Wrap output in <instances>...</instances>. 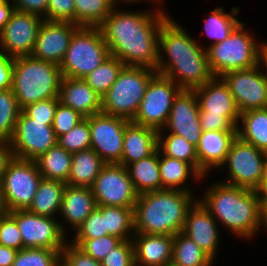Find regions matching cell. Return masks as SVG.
Masks as SVG:
<instances>
[{"label": "cell", "instance_id": "obj_20", "mask_svg": "<svg viewBox=\"0 0 267 266\" xmlns=\"http://www.w3.org/2000/svg\"><path fill=\"white\" fill-rule=\"evenodd\" d=\"M218 226L217 220L197 200L187 213L182 232L216 262L223 235Z\"/></svg>", "mask_w": 267, "mask_h": 266}, {"label": "cell", "instance_id": "obj_25", "mask_svg": "<svg viewBox=\"0 0 267 266\" xmlns=\"http://www.w3.org/2000/svg\"><path fill=\"white\" fill-rule=\"evenodd\" d=\"M59 101L85 118L102 111V97L80 78H62Z\"/></svg>", "mask_w": 267, "mask_h": 266}, {"label": "cell", "instance_id": "obj_28", "mask_svg": "<svg viewBox=\"0 0 267 266\" xmlns=\"http://www.w3.org/2000/svg\"><path fill=\"white\" fill-rule=\"evenodd\" d=\"M105 164L91 148L72 153L71 170L66 184L72 187L91 188Z\"/></svg>", "mask_w": 267, "mask_h": 266}, {"label": "cell", "instance_id": "obj_42", "mask_svg": "<svg viewBox=\"0 0 267 266\" xmlns=\"http://www.w3.org/2000/svg\"><path fill=\"white\" fill-rule=\"evenodd\" d=\"M121 241L120 238L113 235L88 240H69V242L81 249L85 254L97 261H101Z\"/></svg>", "mask_w": 267, "mask_h": 266}, {"label": "cell", "instance_id": "obj_2", "mask_svg": "<svg viewBox=\"0 0 267 266\" xmlns=\"http://www.w3.org/2000/svg\"><path fill=\"white\" fill-rule=\"evenodd\" d=\"M195 38L171 16L160 27L156 71L181 89L194 90L214 78L206 49Z\"/></svg>", "mask_w": 267, "mask_h": 266}, {"label": "cell", "instance_id": "obj_53", "mask_svg": "<svg viewBox=\"0 0 267 266\" xmlns=\"http://www.w3.org/2000/svg\"><path fill=\"white\" fill-rule=\"evenodd\" d=\"M14 11L15 8L12 0L0 1V31L5 27Z\"/></svg>", "mask_w": 267, "mask_h": 266}, {"label": "cell", "instance_id": "obj_33", "mask_svg": "<svg viewBox=\"0 0 267 266\" xmlns=\"http://www.w3.org/2000/svg\"><path fill=\"white\" fill-rule=\"evenodd\" d=\"M72 153L58 143L35 160L42 178L67 183L71 170Z\"/></svg>", "mask_w": 267, "mask_h": 266}, {"label": "cell", "instance_id": "obj_9", "mask_svg": "<svg viewBox=\"0 0 267 266\" xmlns=\"http://www.w3.org/2000/svg\"><path fill=\"white\" fill-rule=\"evenodd\" d=\"M194 91L200 107L202 131H237L240 113L228 85L221 77H214Z\"/></svg>", "mask_w": 267, "mask_h": 266}, {"label": "cell", "instance_id": "obj_45", "mask_svg": "<svg viewBox=\"0 0 267 266\" xmlns=\"http://www.w3.org/2000/svg\"><path fill=\"white\" fill-rule=\"evenodd\" d=\"M102 266H135L132 240H122L100 261Z\"/></svg>", "mask_w": 267, "mask_h": 266}, {"label": "cell", "instance_id": "obj_41", "mask_svg": "<svg viewBox=\"0 0 267 266\" xmlns=\"http://www.w3.org/2000/svg\"><path fill=\"white\" fill-rule=\"evenodd\" d=\"M57 143L70 153L91 148L89 120L85 118L68 133L57 138Z\"/></svg>", "mask_w": 267, "mask_h": 266}, {"label": "cell", "instance_id": "obj_23", "mask_svg": "<svg viewBox=\"0 0 267 266\" xmlns=\"http://www.w3.org/2000/svg\"><path fill=\"white\" fill-rule=\"evenodd\" d=\"M237 137V131H202L196 154L199 174L204 177L216 172L225 162L230 146ZM213 170V171H212Z\"/></svg>", "mask_w": 267, "mask_h": 266}, {"label": "cell", "instance_id": "obj_50", "mask_svg": "<svg viewBox=\"0 0 267 266\" xmlns=\"http://www.w3.org/2000/svg\"><path fill=\"white\" fill-rule=\"evenodd\" d=\"M16 11L31 13L46 20L49 0H12Z\"/></svg>", "mask_w": 267, "mask_h": 266}, {"label": "cell", "instance_id": "obj_6", "mask_svg": "<svg viewBox=\"0 0 267 266\" xmlns=\"http://www.w3.org/2000/svg\"><path fill=\"white\" fill-rule=\"evenodd\" d=\"M156 74L157 71L151 68L124 65L117 80L102 96L101 112L132 121Z\"/></svg>", "mask_w": 267, "mask_h": 266}, {"label": "cell", "instance_id": "obj_18", "mask_svg": "<svg viewBox=\"0 0 267 266\" xmlns=\"http://www.w3.org/2000/svg\"><path fill=\"white\" fill-rule=\"evenodd\" d=\"M43 20L38 15L15 10L0 31V49L12 58L31 55Z\"/></svg>", "mask_w": 267, "mask_h": 266}, {"label": "cell", "instance_id": "obj_40", "mask_svg": "<svg viewBox=\"0 0 267 266\" xmlns=\"http://www.w3.org/2000/svg\"><path fill=\"white\" fill-rule=\"evenodd\" d=\"M62 250L23 248L18 251L12 266H55Z\"/></svg>", "mask_w": 267, "mask_h": 266}, {"label": "cell", "instance_id": "obj_24", "mask_svg": "<svg viewBox=\"0 0 267 266\" xmlns=\"http://www.w3.org/2000/svg\"><path fill=\"white\" fill-rule=\"evenodd\" d=\"M172 235H148L135 233V266H170L173 251Z\"/></svg>", "mask_w": 267, "mask_h": 266}, {"label": "cell", "instance_id": "obj_30", "mask_svg": "<svg viewBox=\"0 0 267 266\" xmlns=\"http://www.w3.org/2000/svg\"><path fill=\"white\" fill-rule=\"evenodd\" d=\"M66 183L42 178L28 211L41 216L58 218Z\"/></svg>", "mask_w": 267, "mask_h": 266}, {"label": "cell", "instance_id": "obj_29", "mask_svg": "<svg viewBox=\"0 0 267 266\" xmlns=\"http://www.w3.org/2000/svg\"><path fill=\"white\" fill-rule=\"evenodd\" d=\"M127 169L138 195L162 190L158 149L148 157L129 164Z\"/></svg>", "mask_w": 267, "mask_h": 266}, {"label": "cell", "instance_id": "obj_39", "mask_svg": "<svg viewBox=\"0 0 267 266\" xmlns=\"http://www.w3.org/2000/svg\"><path fill=\"white\" fill-rule=\"evenodd\" d=\"M20 111L12 88L0 90V139L11 140Z\"/></svg>", "mask_w": 267, "mask_h": 266}, {"label": "cell", "instance_id": "obj_5", "mask_svg": "<svg viewBox=\"0 0 267 266\" xmlns=\"http://www.w3.org/2000/svg\"><path fill=\"white\" fill-rule=\"evenodd\" d=\"M59 65L29 56L13 60L12 91L22 110L29 104L59 98L62 81Z\"/></svg>", "mask_w": 267, "mask_h": 266}, {"label": "cell", "instance_id": "obj_17", "mask_svg": "<svg viewBox=\"0 0 267 266\" xmlns=\"http://www.w3.org/2000/svg\"><path fill=\"white\" fill-rule=\"evenodd\" d=\"M221 78L228 85L239 113L267 108V76L258 65L227 72Z\"/></svg>", "mask_w": 267, "mask_h": 266}, {"label": "cell", "instance_id": "obj_7", "mask_svg": "<svg viewBox=\"0 0 267 266\" xmlns=\"http://www.w3.org/2000/svg\"><path fill=\"white\" fill-rule=\"evenodd\" d=\"M256 37L242 22L226 39L209 45L206 53L214 77L257 66L260 39Z\"/></svg>", "mask_w": 267, "mask_h": 266}, {"label": "cell", "instance_id": "obj_38", "mask_svg": "<svg viewBox=\"0 0 267 266\" xmlns=\"http://www.w3.org/2000/svg\"><path fill=\"white\" fill-rule=\"evenodd\" d=\"M124 63L110 55L99 67L86 75L83 80L101 97L117 80Z\"/></svg>", "mask_w": 267, "mask_h": 266}, {"label": "cell", "instance_id": "obj_46", "mask_svg": "<svg viewBox=\"0 0 267 266\" xmlns=\"http://www.w3.org/2000/svg\"><path fill=\"white\" fill-rule=\"evenodd\" d=\"M0 245L18 251L23 249V239L17 222L9 213L0 217Z\"/></svg>", "mask_w": 267, "mask_h": 266}, {"label": "cell", "instance_id": "obj_35", "mask_svg": "<svg viewBox=\"0 0 267 266\" xmlns=\"http://www.w3.org/2000/svg\"><path fill=\"white\" fill-rule=\"evenodd\" d=\"M213 264L216 262L183 232L174 236L170 266H212Z\"/></svg>", "mask_w": 267, "mask_h": 266}, {"label": "cell", "instance_id": "obj_54", "mask_svg": "<svg viewBox=\"0 0 267 266\" xmlns=\"http://www.w3.org/2000/svg\"><path fill=\"white\" fill-rule=\"evenodd\" d=\"M18 250L0 245V266H12Z\"/></svg>", "mask_w": 267, "mask_h": 266}, {"label": "cell", "instance_id": "obj_59", "mask_svg": "<svg viewBox=\"0 0 267 266\" xmlns=\"http://www.w3.org/2000/svg\"><path fill=\"white\" fill-rule=\"evenodd\" d=\"M8 213L5 202H4V197L1 189V184H0V217H3Z\"/></svg>", "mask_w": 267, "mask_h": 266}, {"label": "cell", "instance_id": "obj_31", "mask_svg": "<svg viewBox=\"0 0 267 266\" xmlns=\"http://www.w3.org/2000/svg\"><path fill=\"white\" fill-rule=\"evenodd\" d=\"M237 136L267 153V108L240 113Z\"/></svg>", "mask_w": 267, "mask_h": 266}, {"label": "cell", "instance_id": "obj_10", "mask_svg": "<svg viewBox=\"0 0 267 266\" xmlns=\"http://www.w3.org/2000/svg\"><path fill=\"white\" fill-rule=\"evenodd\" d=\"M219 170L227 171L221 182L258 191L267 172V153L237 136Z\"/></svg>", "mask_w": 267, "mask_h": 266}, {"label": "cell", "instance_id": "obj_52", "mask_svg": "<svg viewBox=\"0 0 267 266\" xmlns=\"http://www.w3.org/2000/svg\"><path fill=\"white\" fill-rule=\"evenodd\" d=\"M13 157L10 141L0 139V181L6 171L9 161Z\"/></svg>", "mask_w": 267, "mask_h": 266}, {"label": "cell", "instance_id": "obj_37", "mask_svg": "<svg viewBox=\"0 0 267 266\" xmlns=\"http://www.w3.org/2000/svg\"><path fill=\"white\" fill-rule=\"evenodd\" d=\"M162 155L189 163L199 173L196 147L174 133H158V148Z\"/></svg>", "mask_w": 267, "mask_h": 266}, {"label": "cell", "instance_id": "obj_26", "mask_svg": "<svg viewBox=\"0 0 267 266\" xmlns=\"http://www.w3.org/2000/svg\"><path fill=\"white\" fill-rule=\"evenodd\" d=\"M158 148V131L129 121L125 126L123 153L119 164L127 167L153 154Z\"/></svg>", "mask_w": 267, "mask_h": 266}, {"label": "cell", "instance_id": "obj_12", "mask_svg": "<svg viewBox=\"0 0 267 266\" xmlns=\"http://www.w3.org/2000/svg\"><path fill=\"white\" fill-rule=\"evenodd\" d=\"M181 88L170 78L156 74L151 80L133 120L134 124L163 129L175 96Z\"/></svg>", "mask_w": 267, "mask_h": 266}, {"label": "cell", "instance_id": "obj_32", "mask_svg": "<svg viewBox=\"0 0 267 266\" xmlns=\"http://www.w3.org/2000/svg\"><path fill=\"white\" fill-rule=\"evenodd\" d=\"M240 8L234 6L229 12L225 8L218 6L214 8L208 17L204 19L203 32L206 36L212 39L210 44L204 46L206 49L209 45L221 42L226 39L243 21L238 18Z\"/></svg>", "mask_w": 267, "mask_h": 266}, {"label": "cell", "instance_id": "obj_21", "mask_svg": "<svg viewBox=\"0 0 267 266\" xmlns=\"http://www.w3.org/2000/svg\"><path fill=\"white\" fill-rule=\"evenodd\" d=\"M78 28L77 24L69 21L43 20L31 55L60 65L71 37Z\"/></svg>", "mask_w": 267, "mask_h": 266}, {"label": "cell", "instance_id": "obj_4", "mask_svg": "<svg viewBox=\"0 0 267 266\" xmlns=\"http://www.w3.org/2000/svg\"><path fill=\"white\" fill-rule=\"evenodd\" d=\"M195 193L163 189L138 195L134 205L135 233L172 235L183 231Z\"/></svg>", "mask_w": 267, "mask_h": 266}, {"label": "cell", "instance_id": "obj_60", "mask_svg": "<svg viewBox=\"0 0 267 266\" xmlns=\"http://www.w3.org/2000/svg\"><path fill=\"white\" fill-rule=\"evenodd\" d=\"M55 266H68V264L61 258Z\"/></svg>", "mask_w": 267, "mask_h": 266}, {"label": "cell", "instance_id": "obj_8", "mask_svg": "<svg viewBox=\"0 0 267 266\" xmlns=\"http://www.w3.org/2000/svg\"><path fill=\"white\" fill-rule=\"evenodd\" d=\"M110 55L100 27H79L71 37L59 68L63 77L83 79Z\"/></svg>", "mask_w": 267, "mask_h": 266}, {"label": "cell", "instance_id": "obj_49", "mask_svg": "<svg viewBox=\"0 0 267 266\" xmlns=\"http://www.w3.org/2000/svg\"><path fill=\"white\" fill-rule=\"evenodd\" d=\"M61 258L68 264V266H102L100 261L88 256L69 241L61 251Z\"/></svg>", "mask_w": 267, "mask_h": 266}, {"label": "cell", "instance_id": "obj_55", "mask_svg": "<svg viewBox=\"0 0 267 266\" xmlns=\"http://www.w3.org/2000/svg\"><path fill=\"white\" fill-rule=\"evenodd\" d=\"M258 67L267 76V41H260L258 47ZM265 70V71H264Z\"/></svg>", "mask_w": 267, "mask_h": 266}, {"label": "cell", "instance_id": "obj_3", "mask_svg": "<svg viewBox=\"0 0 267 266\" xmlns=\"http://www.w3.org/2000/svg\"><path fill=\"white\" fill-rule=\"evenodd\" d=\"M210 184L205 185L198 200L217 220L220 228L223 226L225 232L228 230L227 233H232L242 241L257 238L262 208L259 192L221 181Z\"/></svg>", "mask_w": 267, "mask_h": 266}, {"label": "cell", "instance_id": "obj_19", "mask_svg": "<svg viewBox=\"0 0 267 266\" xmlns=\"http://www.w3.org/2000/svg\"><path fill=\"white\" fill-rule=\"evenodd\" d=\"M199 113L195 91L181 89L173 100L166 126L158 133H174L196 147L202 134Z\"/></svg>", "mask_w": 267, "mask_h": 266}, {"label": "cell", "instance_id": "obj_57", "mask_svg": "<svg viewBox=\"0 0 267 266\" xmlns=\"http://www.w3.org/2000/svg\"><path fill=\"white\" fill-rule=\"evenodd\" d=\"M262 208H261V223H260V232H262L264 229V231H267V204H261Z\"/></svg>", "mask_w": 267, "mask_h": 266}, {"label": "cell", "instance_id": "obj_14", "mask_svg": "<svg viewBox=\"0 0 267 266\" xmlns=\"http://www.w3.org/2000/svg\"><path fill=\"white\" fill-rule=\"evenodd\" d=\"M91 189L97 206L134 208L138 197L122 164H105Z\"/></svg>", "mask_w": 267, "mask_h": 266}, {"label": "cell", "instance_id": "obj_36", "mask_svg": "<svg viewBox=\"0 0 267 266\" xmlns=\"http://www.w3.org/2000/svg\"><path fill=\"white\" fill-rule=\"evenodd\" d=\"M74 24L100 27L116 5L112 0H74Z\"/></svg>", "mask_w": 267, "mask_h": 266}, {"label": "cell", "instance_id": "obj_27", "mask_svg": "<svg viewBox=\"0 0 267 266\" xmlns=\"http://www.w3.org/2000/svg\"><path fill=\"white\" fill-rule=\"evenodd\" d=\"M159 168L162 190H181L195 193V191L193 192V183L191 182L190 185L189 181L193 180V182H196V185H198L197 182H200L199 184H201L204 180L207 181L206 178L209 177H202L189 163L162 155L160 152Z\"/></svg>", "mask_w": 267, "mask_h": 266}, {"label": "cell", "instance_id": "obj_15", "mask_svg": "<svg viewBox=\"0 0 267 266\" xmlns=\"http://www.w3.org/2000/svg\"><path fill=\"white\" fill-rule=\"evenodd\" d=\"M17 222L23 248L62 250L69 241L61 230L58 218L36 215L28 210L8 212Z\"/></svg>", "mask_w": 267, "mask_h": 266}, {"label": "cell", "instance_id": "obj_58", "mask_svg": "<svg viewBox=\"0 0 267 266\" xmlns=\"http://www.w3.org/2000/svg\"><path fill=\"white\" fill-rule=\"evenodd\" d=\"M261 204H267V172L261 188L258 190Z\"/></svg>", "mask_w": 267, "mask_h": 266}, {"label": "cell", "instance_id": "obj_13", "mask_svg": "<svg viewBox=\"0 0 267 266\" xmlns=\"http://www.w3.org/2000/svg\"><path fill=\"white\" fill-rule=\"evenodd\" d=\"M53 121H39L29 117L23 110L16 121L10 140L13 156L35 161L57 144L52 128Z\"/></svg>", "mask_w": 267, "mask_h": 266}, {"label": "cell", "instance_id": "obj_22", "mask_svg": "<svg viewBox=\"0 0 267 266\" xmlns=\"http://www.w3.org/2000/svg\"><path fill=\"white\" fill-rule=\"evenodd\" d=\"M96 207L91 188L66 185L58 216L61 230L70 237L71 232L73 234Z\"/></svg>", "mask_w": 267, "mask_h": 266}, {"label": "cell", "instance_id": "obj_34", "mask_svg": "<svg viewBox=\"0 0 267 266\" xmlns=\"http://www.w3.org/2000/svg\"><path fill=\"white\" fill-rule=\"evenodd\" d=\"M104 218L105 230L108 235H113L121 240H132L134 229L133 208L117 206H97Z\"/></svg>", "mask_w": 267, "mask_h": 266}, {"label": "cell", "instance_id": "obj_51", "mask_svg": "<svg viewBox=\"0 0 267 266\" xmlns=\"http://www.w3.org/2000/svg\"><path fill=\"white\" fill-rule=\"evenodd\" d=\"M13 60L0 49V90L12 88Z\"/></svg>", "mask_w": 267, "mask_h": 266}, {"label": "cell", "instance_id": "obj_44", "mask_svg": "<svg viewBox=\"0 0 267 266\" xmlns=\"http://www.w3.org/2000/svg\"><path fill=\"white\" fill-rule=\"evenodd\" d=\"M84 119L85 117L79 112L59 102L52 123V128L56 137L58 138L59 136L68 133Z\"/></svg>", "mask_w": 267, "mask_h": 266}, {"label": "cell", "instance_id": "obj_1", "mask_svg": "<svg viewBox=\"0 0 267 266\" xmlns=\"http://www.w3.org/2000/svg\"><path fill=\"white\" fill-rule=\"evenodd\" d=\"M119 6L116 4L111 9L100 26L110 54L126 66L156 70L160 27L171 16L170 13L163 5H152L143 11Z\"/></svg>", "mask_w": 267, "mask_h": 266}, {"label": "cell", "instance_id": "obj_16", "mask_svg": "<svg viewBox=\"0 0 267 266\" xmlns=\"http://www.w3.org/2000/svg\"><path fill=\"white\" fill-rule=\"evenodd\" d=\"M93 149L106 164H119L123 153V140L127 119L103 112L87 117Z\"/></svg>", "mask_w": 267, "mask_h": 266}, {"label": "cell", "instance_id": "obj_11", "mask_svg": "<svg viewBox=\"0 0 267 266\" xmlns=\"http://www.w3.org/2000/svg\"><path fill=\"white\" fill-rule=\"evenodd\" d=\"M41 179L35 161L13 157L0 181L7 211L27 210Z\"/></svg>", "mask_w": 267, "mask_h": 266}, {"label": "cell", "instance_id": "obj_43", "mask_svg": "<svg viewBox=\"0 0 267 266\" xmlns=\"http://www.w3.org/2000/svg\"><path fill=\"white\" fill-rule=\"evenodd\" d=\"M71 235L69 240L96 239L108 235L101 212L96 208Z\"/></svg>", "mask_w": 267, "mask_h": 266}, {"label": "cell", "instance_id": "obj_56", "mask_svg": "<svg viewBox=\"0 0 267 266\" xmlns=\"http://www.w3.org/2000/svg\"><path fill=\"white\" fill-rule=\"evenodd\" d=\"M115 4H118V5H121V4H126V5H128L129 7H130V5H132L133 6V4H137L138 2H139V4L141 3V4H143V3H147L148 5H150V7L152 6V5H164L165 6V4H163V2H165L164 0H112ZM150 3V4H149Z\"/></svg>", "mask_w": 267, "mask_h": 266}, {"label": "cell", "instance_id": "obj_47", "mask_svg": "<svg viewBox=\"0 0 267 266\" xmlns=\"http://www.w3.org/2000/svg\"><path fill=\"white\" fill-rule=\"evenodd\" d=\"M74 0H49L46 20L69 21L74 23Z\"/></svg>", "mask_w": 267, "mask_h": 266}, {"label": "cell", "instance_id": "obj_48", "mask_svg": "<svg viewBox=\"0 0 267 266\" xmlns=\"http://www.w3.org/2000/svg\"><path fill=\"white\" fill-rule=\"evenodd\" d=\"M59 98H48L32 103L22 110L31 118L39 121H53Z\"/></svg>", "mask_w": 267, "mask_h": 266}]
</instances>
